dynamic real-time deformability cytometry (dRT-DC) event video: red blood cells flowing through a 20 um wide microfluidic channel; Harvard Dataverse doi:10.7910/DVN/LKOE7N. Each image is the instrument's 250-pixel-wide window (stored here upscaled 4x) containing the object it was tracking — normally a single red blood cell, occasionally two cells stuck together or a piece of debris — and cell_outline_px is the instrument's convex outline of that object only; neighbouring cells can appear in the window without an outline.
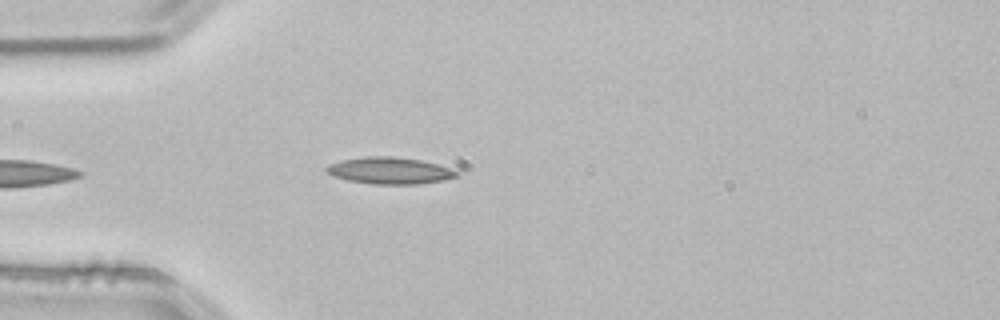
{"species": "common noctule bat (a hibernating species)", "species_latin": "Nyctalus noctula", "temperature_condition": "room temperature", "stored_images_in_passage": 37, "camera_frame_rate_fps": 3000, "um_per_image_px": 0.085, "animal": {"sex": "male", "body_mass_g": 21.5, "forearm_length_mm": 52.0}, "frame": {"image": 1, "passage_image": 1, "time_ms": 0.0, "image_size_px": [1000, 320], "cell_outline_px": [[460, 176], [444, 180], [416, 184], [372, 184], [348, 180], [332, 176], [324, 168], [328, 164], [344, 160], [364, 156], [392, 156], [420, 160], [452, 168], [460, 172]], "centroid_in_image_um": [33.15, 14.5], "position_along_channel_um": 51.9, "area_um2": 20.35}, "authors_computed_cell_mechanics": {"area_um2": 19.4786, "velocity_mm_per_s": 3.8331, "shape_relaxation_time_tau1_ms": 3.5514, "shape_relaxation_time_tau2_ms": 0.5235, "deformation_change_tau1": 0.1686, "deformation_change_tau2": 0.0633}}